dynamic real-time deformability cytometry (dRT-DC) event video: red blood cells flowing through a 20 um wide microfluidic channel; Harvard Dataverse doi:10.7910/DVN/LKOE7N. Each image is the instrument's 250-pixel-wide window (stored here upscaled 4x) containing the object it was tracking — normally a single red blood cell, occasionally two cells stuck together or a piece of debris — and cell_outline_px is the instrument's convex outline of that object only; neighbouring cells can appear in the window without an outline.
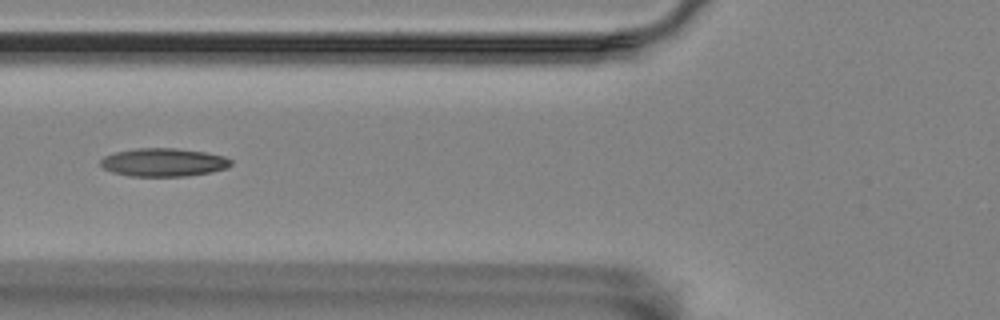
{"species": "Egyptian fruit bat (a non-hibernating species)", "species_latin": "Rousettus aegyptiacus", "temperature_condition": "room temperature", "stored_images_in_passage": 42, "camera_frame_rate_fps": 3000, "um_per_image_px": 0.085, "animal": {"sex": "female"}, "frame": {"image": 1, "passage_image": 7, "time_ms": 2.0, "image_size_px": [1000, 320], "cell_outline_px": [[232, 164], [228, 168], [188, 176], [128, 176], [112, 172], [104, 168], [100, 164], [100, 160], [104, 156], [116, 152], [136, 148], [176, 148], [204, 152], [224, 156], [232, 160]], "centroid_in_image_um": [13.89, 13.8], "position_along_channel_um": 111.9, "area_um2": 21.44}}
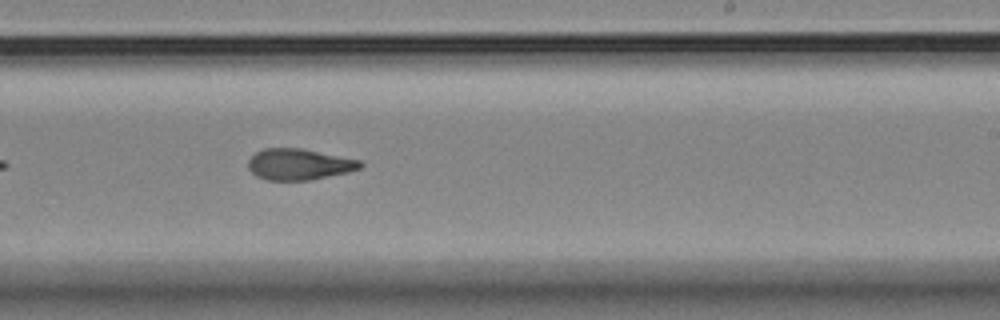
{"frame": {"image": 2, "passage_image": 20, "time_ms": 6.333, "image_size_px": [1000, 320], "cell_outline_px": [[364, 164], [360, 168], [348, 172], [312, 180], [268, 180], [256, 176], [248, 168], [248, 160], [256, 152], [264, 148], [300, 148], [360, 160]], "centroid_in_image_um": [25.41, 13.97], "position_along_channel_um": 263.6, "area_um2": 20.29}}
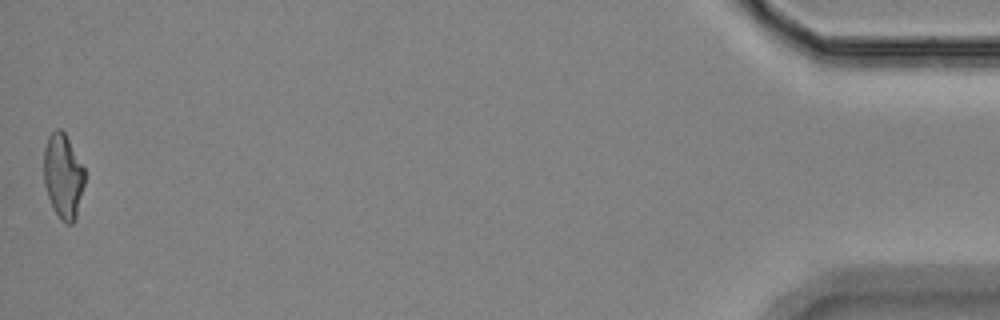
{"frame": {"image": 3, "passage_image": 42, "time_ms": 13.667, "image_size_px": [1000, 320], "cell_outline_px": [[84, 184], [76, 220], [72, 224], [64, 224], [60, 220], [52, 208], [44, 184], [44, 148], [48, 136], [56, 128], [60, 128], [64, 132], [84, 168]], "centroid_in_image_um": [5.36, 15.01], "position_along_channel_um": 429.8, "area_um2": 20.29}, "authors_computed_cell_mechanics": {"area_um2": 20.6924, "velocity_mm_per_s": 3.5026, "shape_relaxation_time_tau1_ms": null, "shape_relaxation_time_tau2_ms": 2.4945, "deformation_change_tau1": null, "deformation_change_tau2": 0.1029}}